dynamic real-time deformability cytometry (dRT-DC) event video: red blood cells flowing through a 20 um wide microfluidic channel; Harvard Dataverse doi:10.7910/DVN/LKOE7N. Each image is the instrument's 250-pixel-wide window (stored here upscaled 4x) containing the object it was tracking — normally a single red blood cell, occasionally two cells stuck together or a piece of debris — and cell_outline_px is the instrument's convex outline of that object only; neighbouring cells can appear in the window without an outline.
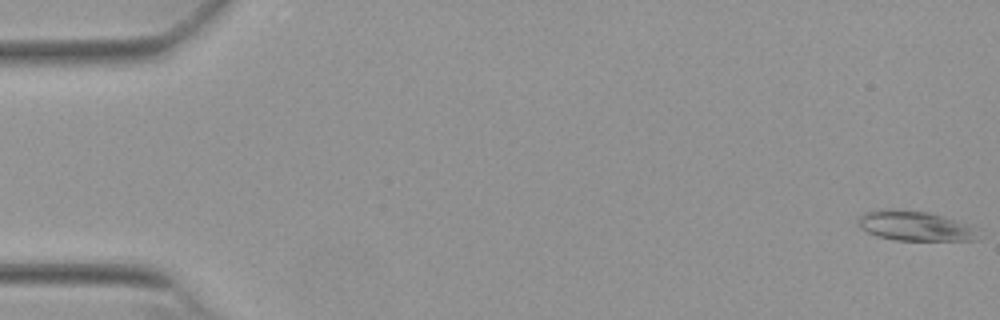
{"species": "Egyptian fruit bat (a non-hibernating species)", "species_latin": "Rousettus aegyptiacus", "temperature_condition": "warm", "stored_images_in_passage": 53, "camera_frame_rate_fps": 3000, "um_per_image_px": 0.085, "animal": {"sex": "female"}, "frame": {"image": 1, "passage_image": 1, "time_ms": 0.0, "image_size_px": [1000, 320], "cell_outline_px": [[980, 240], [896, 240], [880, 236], [868, 232], [860, 228], [860, 216], [864, 212], [884, 208], [892, 208], [928, 212], [944, 216], [980, 228]], "centroid_in_image_um": [77.87, 19.19], "position_along_channel_um": 7.1, "area_um2": 21.1}}
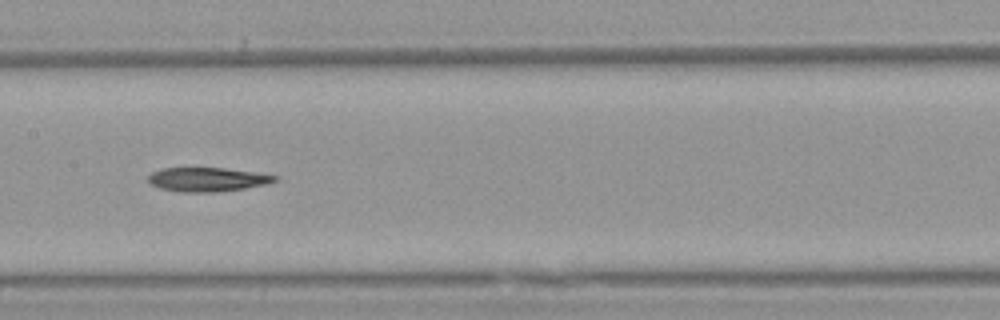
{"frame": {"image": 2, "passage_image": 27, "time_ms": 8.667, "image_size_px": [1000, 320], "cell_outline_px": [[276, 180], [264, 184], [244, 188], [216, 192], [180, 192], [160, 188], [148, 184], [148, 176], [152, 172], [164, 168], [224, 168], [252, 172], [276, 176]], "centroid_in_image_um": [17.53, 15.26], "position_along_channel_um": 189.9, "area_um2": 17.46}}
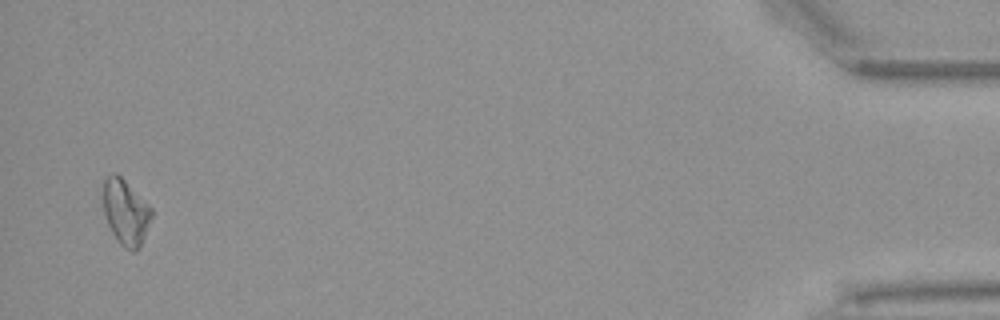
{"frame": {"image": 3, "passage_image": 52, "time_ms": 17.0, "image_size_px": [1000, 320], "cell_outline_px": [[152, 216], [140, 248], [136, 252], [132, 252], [124, 248], [120, 244], [112, 232], [104, 216], [100, 196], [104, 180], [112, 172], [116, 172], [152, 208]], "centroid_in_image_um": [10.63, 18.03], "position_along_channel_um": 424.6, "area_um2": 18.84}}